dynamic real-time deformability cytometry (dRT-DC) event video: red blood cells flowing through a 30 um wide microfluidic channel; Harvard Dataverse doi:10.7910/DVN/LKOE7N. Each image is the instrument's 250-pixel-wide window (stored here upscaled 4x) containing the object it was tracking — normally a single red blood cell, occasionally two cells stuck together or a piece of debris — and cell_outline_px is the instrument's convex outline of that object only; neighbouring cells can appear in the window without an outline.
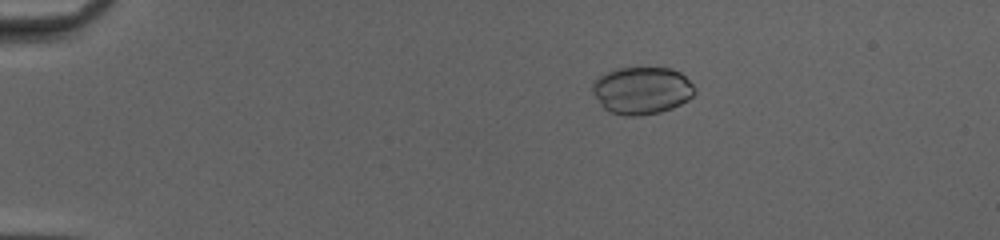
{"species": "common noctule bat (a hibernating species)", "species_latin": "Nyctalus noctula", "temperature_condition": "cold", "stored_images_in_passage": 51, "camera_frame_rate_fps": 3000, "um_per_image_px": 0.085, "animal": {"sex": "female", "body_mass_g": 20.0, "forearm_length_mm": 54.0}, "frame": {"image": 1, "passage_image": 11, "time_ms": 3.333, "image_size_px": [1000, 240], "cell_outline_px": [[696, 92], [688, 100], [672, 108], [660, 112], [640, 116], [624, 116], [608, 112], [600, 104], [592, 92], [592, 84], [600, 76], [616, 68], [672, 68], [680, 72], [696, 88]], "centroid_in_image_um": [54.56, 7.7], "position_along_channel_um": 30.4, "area_um2": 28.32}}
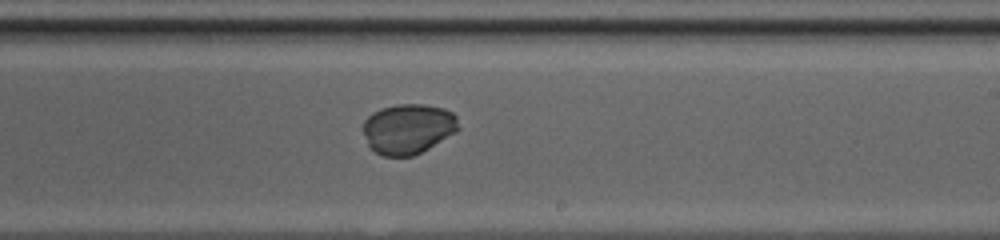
{"frame": {"image": 2, "passage_image": 33, "time_ms": 10.667, "image_size_px": [1000, 240], "cell_outline_px": [[460, 128], [456, 132], [428, 148], [412, 156], [384, 156], [376, 152], [368, 144], [364, 132], [364, 120], [372, 112], [380, 108], [396, 104], [424, 104], [444, 108], [452, 112], [456, 116]], "centroid_in_image_um": [34.7, 10.92], "position_along_channel_um": 254.3, "area_um2": 27.8}}
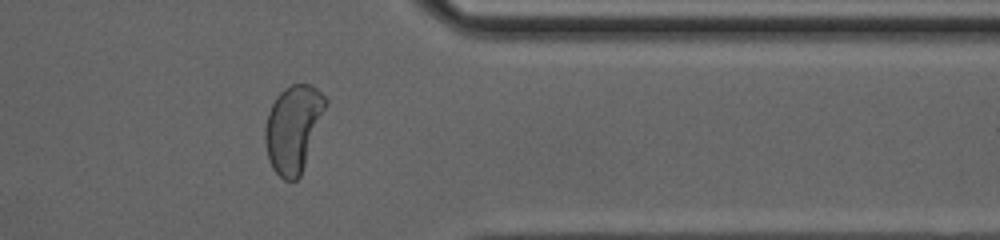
{"frame": {"image": 3, "passage_image": 43, "time_ms": 14.0, "image_size_px": [1000, 240], "cell_outline_px": [[328, 104], [300, 176], [296, 180], [284, 180], [272, 168], [268, 160], [264, 140], [264, 128], [268, 112], [276, 96], [284, 88], [292, 84], [312, 84], [328, 100]], "centroid_in_image_um": [24.92, 10.9], "position_along_channel_um": 386.5, "area_um2": 30.69}, "authors_computed_cell_mechanics": {"area_um2": 29.0734, "velocity_mm_per_s": 4.1702, "shape_relaxation_time_tau1_ms": 3.0603, "shape_relaxation_time_tau2_ms": null, "deformation_change_tau1": 0.1372, "deformation_change_tau2": null}}